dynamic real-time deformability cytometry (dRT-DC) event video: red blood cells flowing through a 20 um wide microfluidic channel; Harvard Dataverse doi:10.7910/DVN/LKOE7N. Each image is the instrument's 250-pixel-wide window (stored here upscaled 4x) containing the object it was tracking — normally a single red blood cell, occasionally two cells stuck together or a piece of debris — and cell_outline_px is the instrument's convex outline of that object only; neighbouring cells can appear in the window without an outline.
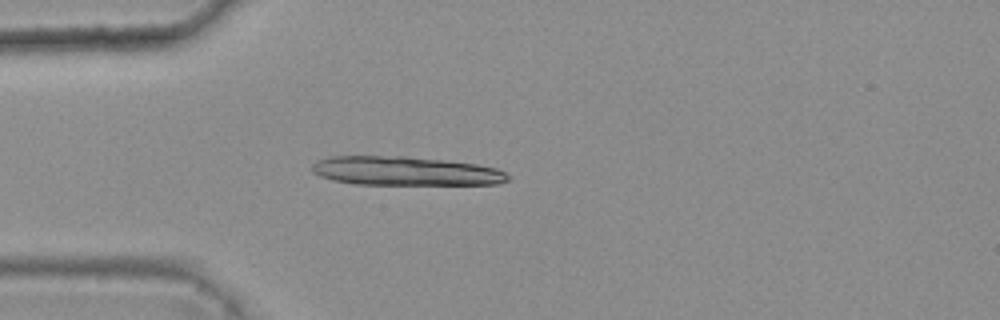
{"species": "common noctule bat (a hibernating species)", "species_latin": "Nyctalus noctula", "temperature_condition": "warm", "stored_images_in_passage": 2, "camera_frame_rate_fps": 3000, "um_per_image_px": 0.085, "animal": {"sex": "female", "body_mass_g": 25.1}, "frame": {"image": 1, "passage_image": 2, "time_ms": 0.333, "image_size_px": [1000, 320], "cell_outline_px": [[512, 180], [500, 184], [356, 184], [332, 180], [320, 176], [312, 172], [312, 164], [316, 160], [332, 156], [404, 156], [444, 160], [476, 164], [496, 168], [512, 176]], "centroid_in_image_um": [34.48, 14.54], "position_along_channel_um": 50.5, "area_um2": 33.18}}